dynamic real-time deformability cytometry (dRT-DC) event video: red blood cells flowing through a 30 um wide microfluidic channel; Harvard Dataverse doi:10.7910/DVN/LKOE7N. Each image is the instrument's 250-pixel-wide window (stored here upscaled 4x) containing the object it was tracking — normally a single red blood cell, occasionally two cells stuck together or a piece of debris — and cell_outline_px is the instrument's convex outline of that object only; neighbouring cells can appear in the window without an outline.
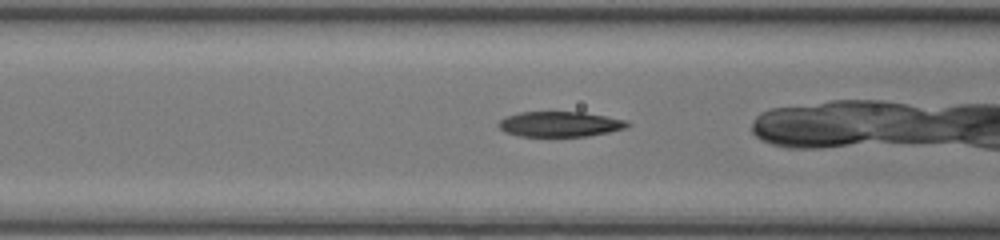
{"species": "common noctule bat (a hibernating species)", "species_latin": "Nyctalus noctula", "temperature_condition": "room temperature", "stored_images_in_passage": 29, "camera_frame_rate_fps": 3000, "um_per_image_px": 0.085, "animal": {"sex": "female", "body_mass_g": 17.0, "forearm_length_mm": 48.0}, "frame": {"image": 1, "passage_image": 15, "time_ms": 4.667, "image_size_px": [1000, 240], "cell_outline_px": [[632, 124], [624, 128], [608, 132], [588, 136], [520, 136], [504, 132], [496, 124], [500, 120], [508, 116], [520, 112], [584, 112], [628, 120]], "centroid_in_image_um": [47.6, 10.55], "position_along_channel_um": 119.0, "area_um2": 18.96}}
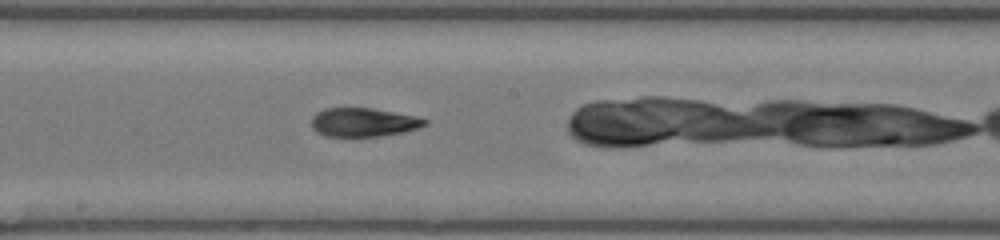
{"frame": {"image": 2, "passage_image": 22, "time_ms": 7.0, "image_size_px": [1000, 240], "cell_outline_px": [[428, 124], [404, 132], [376, 136], [324, 136], [316, 132], [312, 128], [312, 116], [316, 112], [324, 108], [372, 108], [412, 116], [428, 120]], "centroid_in_image_um": [30.83, 10.39], "position_along_channel_um": 217.4, "area_um2": 18.79}}
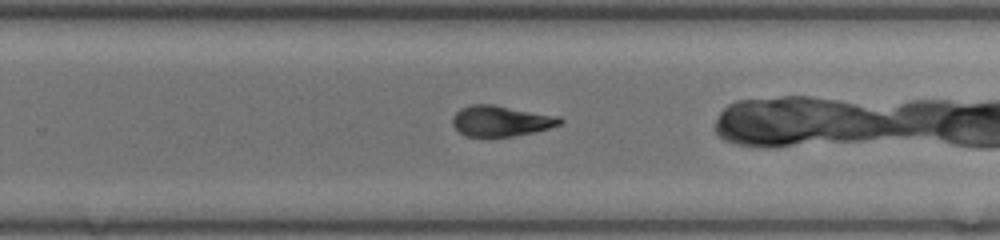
{"frame": {"image": 3, "passage_image": 27, "time_ms": 8.667, "image_size_px": [1000, 240], "cell_outline_px": [[564, 120], [560, 124], [548, 128], [532, 132], [512, 136], [464, 136], [452, 124], [452, 116], [460, 108], [472, 104], [492, 104], [560, 116]], "centroid_in_image_um": [42.56, 10.26], "position_along_channel_um": 287.2, "area_um2": 19.13}}